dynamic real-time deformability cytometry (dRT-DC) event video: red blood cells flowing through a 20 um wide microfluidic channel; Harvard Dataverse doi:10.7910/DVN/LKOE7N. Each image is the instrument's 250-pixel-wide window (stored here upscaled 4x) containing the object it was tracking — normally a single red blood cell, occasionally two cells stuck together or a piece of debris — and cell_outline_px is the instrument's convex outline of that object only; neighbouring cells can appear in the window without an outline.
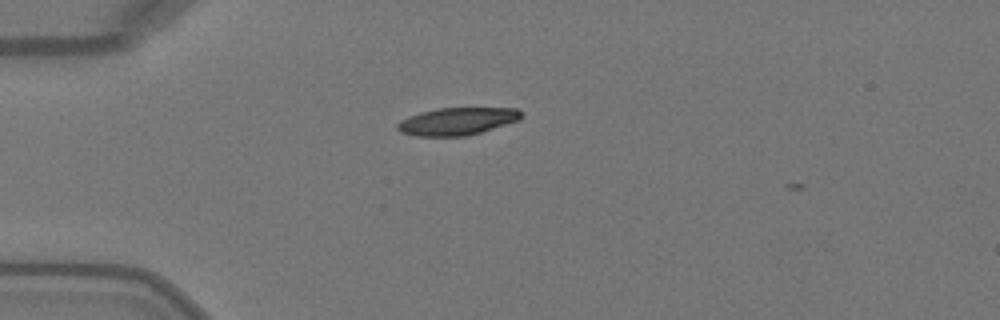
{"species": "Egyptian fruit bat (a non-hibernating species)", "species_latin": "Rousettus aegyptiacus", "temperature_condition": "warm", "stored_images_in_passage": 2, "camera_frame_rate_fps": 3000, "um_per_image_px": 0.085, "animal": {"sex": "female"}, "frame": {"image": 1, "passage_image": 1, "time_ms": 0.0, "image_size_px": [1000, 320], "cell_outline_px": [[524, 116], [520, 120], [480, 132], [464, 136], [416, 136], [400, 132], [396, 128], [396, 124], [400, 120], [408, 116], [420, 112], [440, 108], [516, 108]], "centroid_in_image_um": [38.83, 10.31], "position_along_channel_um": 46.2, "area_um2": 19.83}}